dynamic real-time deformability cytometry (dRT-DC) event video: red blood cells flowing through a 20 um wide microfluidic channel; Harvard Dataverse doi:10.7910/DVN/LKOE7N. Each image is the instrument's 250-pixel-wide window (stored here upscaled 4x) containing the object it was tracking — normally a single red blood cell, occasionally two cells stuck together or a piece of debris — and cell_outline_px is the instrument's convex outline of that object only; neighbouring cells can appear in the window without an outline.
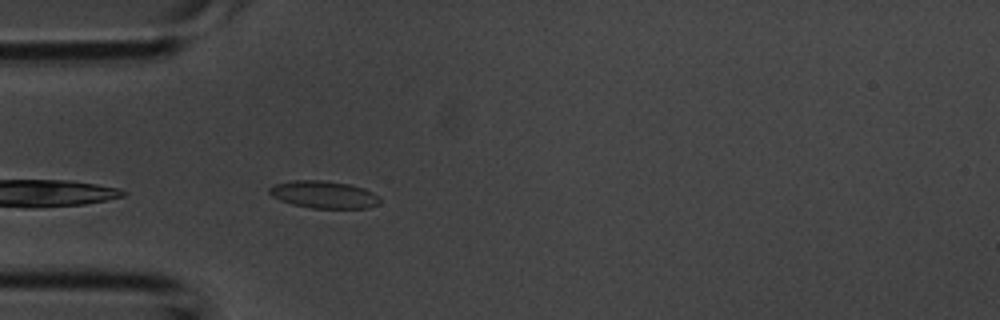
{"species": "common noctule bat (a hibernating species)", "species_latin": "Nyctalus noctula", "temperature_condition": "room temperature", "stored_images_in_passage": 4, "camera_frame_rate_fps": 3000, "um_per_image_px": 0.085, "animal": {"sex": "male", "body_mass_g": 20.1, "forearm_length_mm": 53.5}, "frame": {"image": 1, "passage_image": 4, "time_ms": 1.0, "image_size_px": [1000, 320], "cell_outline_px": [[380, 200], [376, 204], [368, 208], [312, 208], [292, 204], [280, 200], [272, 196], [268, 192], [268, 188], [276, 184], [292, 180], [320, 180], [348, 184], [364, 188], [372, 192]], "centroid_in_image_um": [27.48, 16.54], "position_along_channel_um": 57.5, "area_um2": 17.4}}